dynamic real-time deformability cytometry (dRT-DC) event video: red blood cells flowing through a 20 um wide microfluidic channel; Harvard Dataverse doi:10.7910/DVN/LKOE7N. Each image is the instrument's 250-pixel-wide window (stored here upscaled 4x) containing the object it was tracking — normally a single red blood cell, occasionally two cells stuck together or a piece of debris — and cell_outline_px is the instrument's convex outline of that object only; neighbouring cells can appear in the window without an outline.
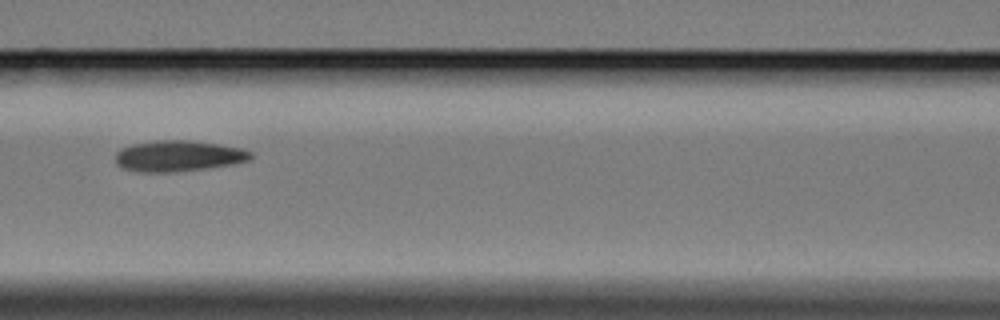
{"species": "Egyptian fruit bat (a non-hibernating species)", "species_latin": "Rousettus aegyptiacus", "temperature_condition": "cold", "stored_images_in_passage": 10, "camera_frame_rate_fps": 3000, "um_per_image_px": 0.085, "animal": {"sex": "female"}, "frame": {"image": 1, "passage_image": 7, "time_ms": 8.0, "image_size_px": [1000, 320], "cell_outline_px": [[252, 160], [232, 164], [208, 168], [176, 172], [136, 172], [124, 168], [116, 164], [116, 152], [120, 148], [132, 144], [156, 140], [188, 140], [244, 148], [252, 152]], "centroid_in_image_um": [15.17, 13.26], "position_along_channel_um": 151.4, "area_um2": 24.62}}
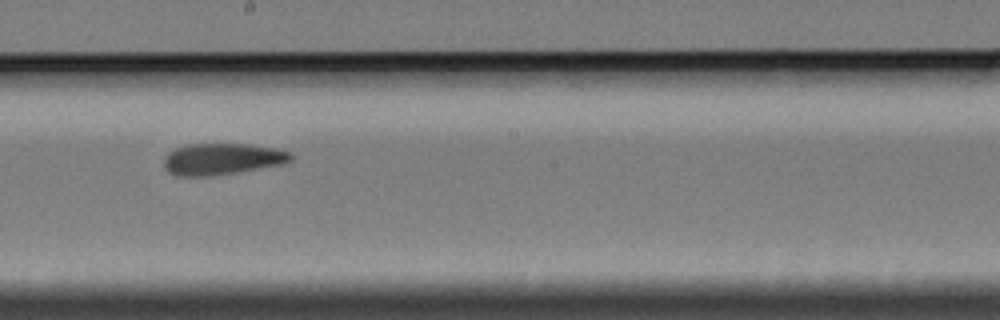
{"frame": {"image": 2, "passage_image": 9, "time_ms": 10.333, "image_size_px": [1000, 320], "cell_outline_px": [[292, 160], [284, 164], [212, 176], [176, 176], [168, 172], [164, 168], [164, 156], [168, 152], [176, 148], [188, 144], [248, 144], [272, 148], [292, 152]], "centroid_in_image_um": [18.85, 13.52], "position_along_channel_um": 229.3, "area_um2": 23.35}}
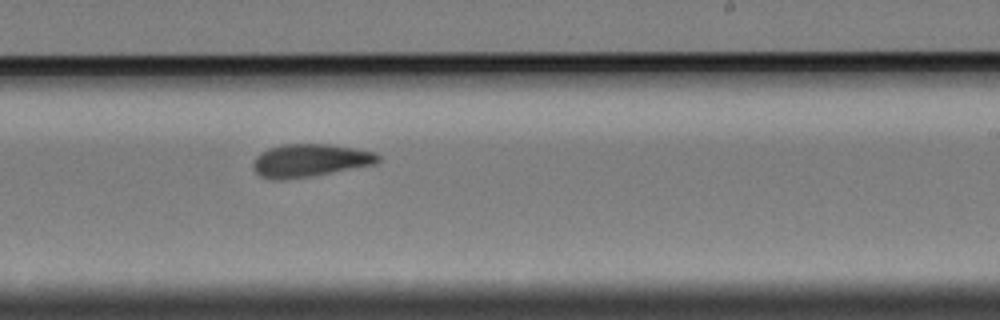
{"frame": {"image": 3, "passage_image": 10, "time_ms": 11.333, "image_size_px": [1000, 320], "cell_outline_px": [[380, 160], [376, 164], [312, 176], [284, 180], [272, 180], [260, 176], [252, 168], [252, 164], [256, 156], [260, 152], [268, 148], [284, 144], [328, 144], [376, 152], [380, 156]], "centroid_in_image_um": [26.32, 13.64], "position_along_channel_um": 262.7, "area_um2": 24.1}}